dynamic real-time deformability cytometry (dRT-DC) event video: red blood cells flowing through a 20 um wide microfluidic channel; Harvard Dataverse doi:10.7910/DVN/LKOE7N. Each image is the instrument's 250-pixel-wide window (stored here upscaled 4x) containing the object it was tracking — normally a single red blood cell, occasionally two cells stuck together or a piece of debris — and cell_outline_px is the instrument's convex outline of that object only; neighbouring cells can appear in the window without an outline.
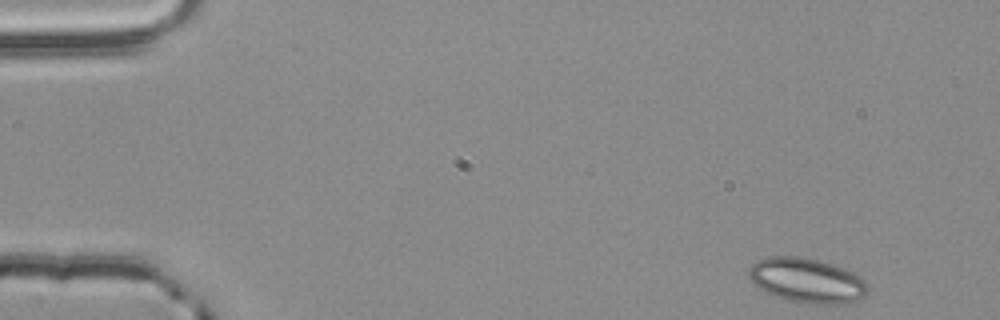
{"species": "common noctule bat (a hibernating species)", "species_latin": "Nyctalus noctula", "temperature_condition": "room temperature", "stored_images_in_passage": 51, "camera_frame_rate_fps": 3000, "um_per_image_px": 0.085, "animal": {"sex": "male", "body_mass_g": 20.4}, "frame": {"image": 1, "passage_image": 1, "time_ms": 0.0, "image_size_px": [1000, 320], "cell_outline_px": [[868, 292], [864, 296], [856, 300], [844, 304], [800, 304], [764, 292], [748, 276], [748, 268], [756, 260], [768, 256], [800, 256], [820, 260], [844, 268], [860, 276], [868, 284]], "centroid_in_image_um": [68.59, 23.84], "position_along_channel_um": 16.4, "area_um2": 31.39}}
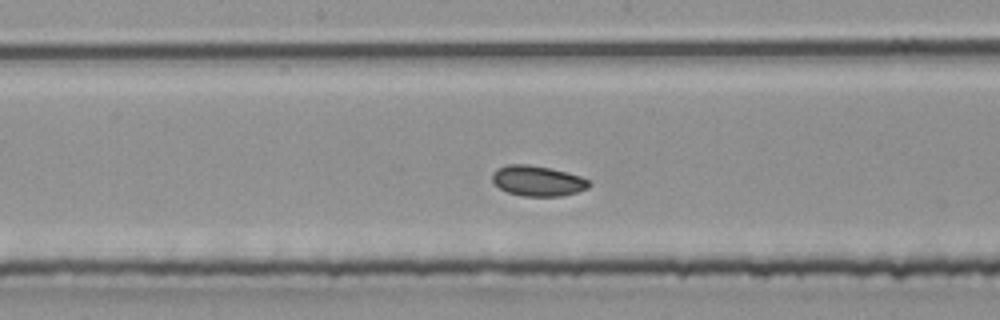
{"frame": {"image": 2, "passage_image": 25, "time_ms": 8.0, "image_size_px": [1000, 320], "cell_outline_px": [[592, 184], [588, 188], [576, 192], [560, 196], [520, 196], [508, 192], [500, 188], [492, 180], [492, 172], [496, 168], [508, 164], [528, 164], [548, 168], [580, 176], [588, 180]], "centroid_in_image_um": [45.67, 15.37], "position_along_channel_um": 202.5, "area_um2": 17.05}}
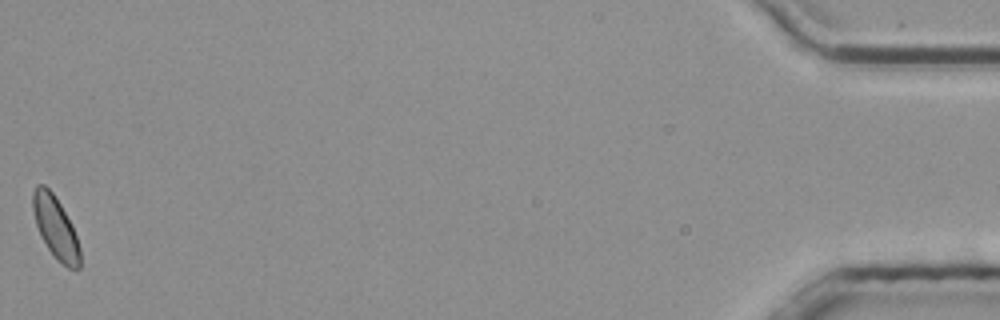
{"frame": {"image": 3, "passage_image": 51, "time_ms": 16.667, "image_size_px": [1000, 320], "cell_outline_px": [[80, 268], [68, 268], [56, 260], [40, 236], [36, 224], [32, 208], [32, 192], [36, 184], [44, 184], [52, 192], [60, 204], [76, 236], [80, 248]], "centroid_in_image_um": [4.69, 19.33], "position_along_channel_um": 430.5, "area_um2": 16.88}, "authors_computed_cell_mechanics": {"area_um2": 17.051, "velocity_mm_per_s": 3.8225, "shape_relaxation_time_tau1_ms": 1.7075, "shape_relaxation_time_tau2_ms": 2.9003, "deformation_change_tau1": 0.0505, "deformation_change_tau2": 0.0539}}